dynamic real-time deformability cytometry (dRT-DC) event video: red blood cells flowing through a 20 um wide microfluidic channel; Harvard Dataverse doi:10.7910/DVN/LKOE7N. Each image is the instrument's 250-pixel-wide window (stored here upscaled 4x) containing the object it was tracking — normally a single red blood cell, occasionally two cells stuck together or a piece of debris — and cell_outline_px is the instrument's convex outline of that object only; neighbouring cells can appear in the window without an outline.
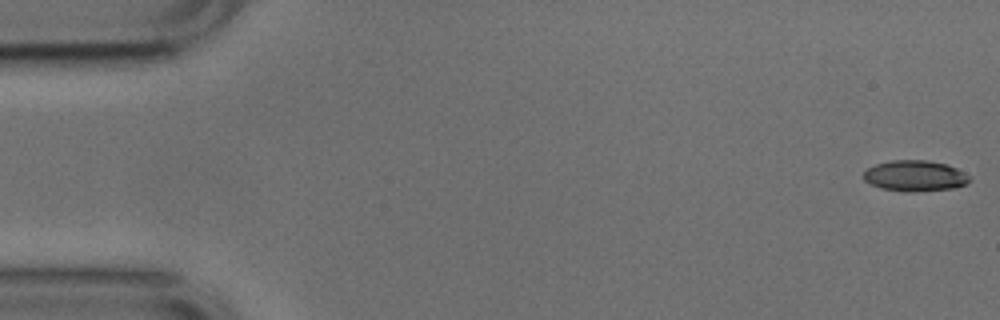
{"species": "common noctule bat (a hibernating species)", "species_latin": "Nyctalus noctula", "temperature_condition": "cold", "stored_images_in_passage": 52, "camera_frame_rate_fps": 3000, "um_per_image_px": 0.085, "animal": {"sex": "male", "body_mass_g": 17.9, "forearm_length_mm": 54.2}, "frame": {"image": 1, "passage_image": 1, "time_ms": 0.0, "image_size_px": [1000, 320], "cell_outline_px": [[972, 180], [968, 184], [956, 188], [908, 192], [904, 192], [880, 188], [864, 180], [864, 172], [868, 168], [876, 164], [892, 160], [928, 160], [948, 164], [972, 176]], "centroid_in_image_um": [77.84, 14.95], "position_along_channel_um": 7.2, "area_um2": 19.31}}
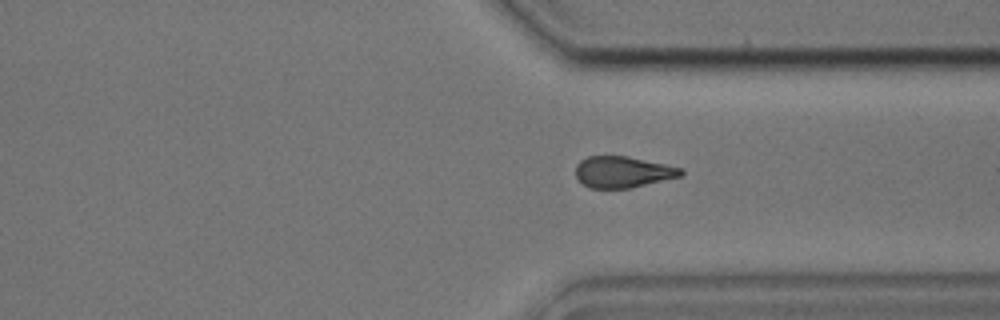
{"frame": {"image": 2, "passage_image": 39, "time_ms": 12.667, "image_size_px": [1000, 320], "cell_outline_px": [[684, 172], [680, 176], [628, 188], [592, 188], [584, 184], [576, 176], [576, 164], [580, 160], [588, 156], [628, 156], [684, 168]], "centroid_in_image_um": [52.94, 14.6], "position_along_channel_um": 358.5, "area_um2": 19.02}}
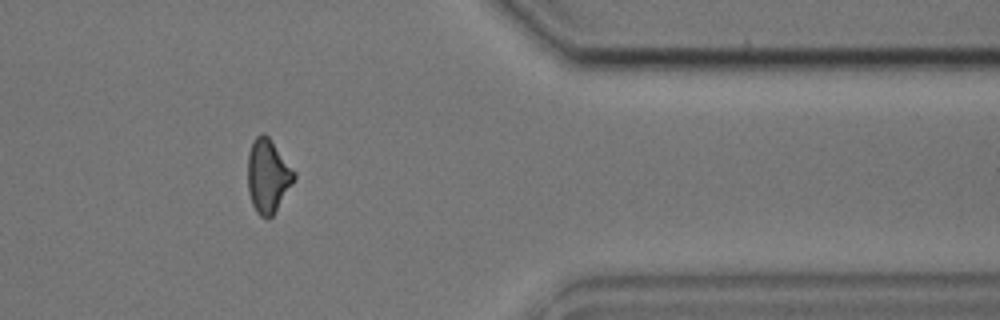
{"frame": {"image": 3, "passage_image": 43, "time_ms": 14.0, "image_size_px": [1000, 320], "cell_outline_px": [[296, 180], [272, 216], [268, 220], [260, 216], [256, 212], [252, 204], [248, 192], [248, 152], [252, 140], [260, 132], [264, 132], [268, 136], [296, 172]], "centroid_in_image_um": [22.77, 14.95], "position_along_channel_um": 388.6, "area_um2": 20.23}, "authors_computed_cell_mechanics": {"area_um2": 19.9988, "velocity_mm_per_s": 3.797, "shape_relaxation_time_tau1_ms": 6.333, "shape_relaxation_time_tau2_ms": 4.224, "deformation_change_tau1": 0.1374, "deformation_change_tau2": 0.1151}}